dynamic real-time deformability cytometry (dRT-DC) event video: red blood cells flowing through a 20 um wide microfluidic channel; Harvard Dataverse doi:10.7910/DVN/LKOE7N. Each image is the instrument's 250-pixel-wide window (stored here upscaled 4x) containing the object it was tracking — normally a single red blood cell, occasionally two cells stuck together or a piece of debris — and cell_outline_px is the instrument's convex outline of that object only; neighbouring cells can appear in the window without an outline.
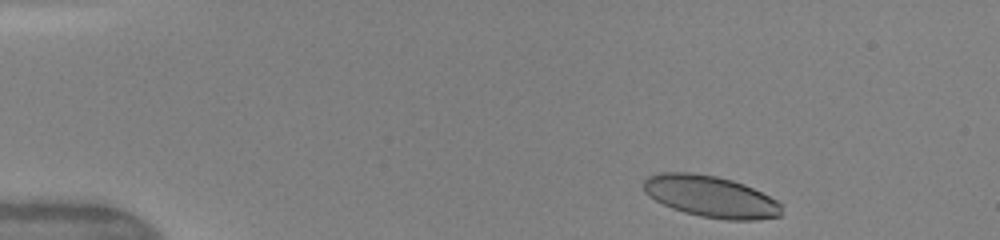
{"species": "human", "species_latin": "Homo sapiens", "temperature_condition": "warm", "stored_images_in_passage": 41, "camera_frame_rate_fps": 3000, "um_per_image_px": 0.085, "donor": {"sex": "female"}, "frame": {"image": 1, "passage_image": 2, "time_ms": 0.333, "image_size_px": [1000, 240], "cell_outline_px": [[784, 204], [780, 216], [756, 220], [728, 220], [700, 216], [684, 212], [672, 208], [648, 196], [644, 192], [644, 180], [648, 176], [660, 172], [692, 172], [716, 176], [732, 180], [744, 184]], "centroid_in_image_um": [60.42, 16.7], "position_along_channel_um": 24.6, "area_um2": 33.47}}
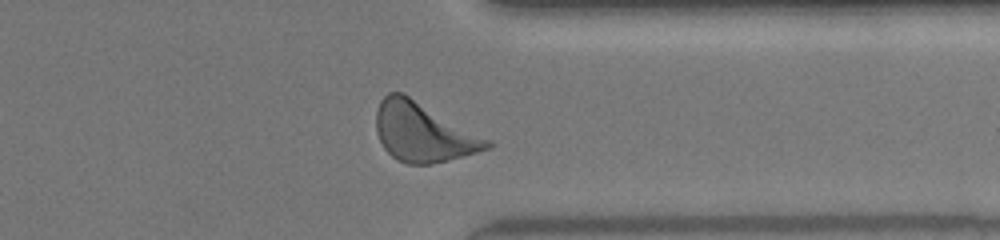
{"frame": {"image": 2, "passage_image": 34, "time_ms": 11.0, "image_size_px": [1000, 240], "cell_outline_px": [[492, 148], [464, 156], [428, 164], [408, 164], [396, 160], [384, 148], [376, 132], [376, 112], [380, 100], [388, 92], [404, 92], [492, 140]], "centroid_in_image_um": [35.98, 11.22], "position_along_channel_um": 375.4, "area_um2": 38.55}}
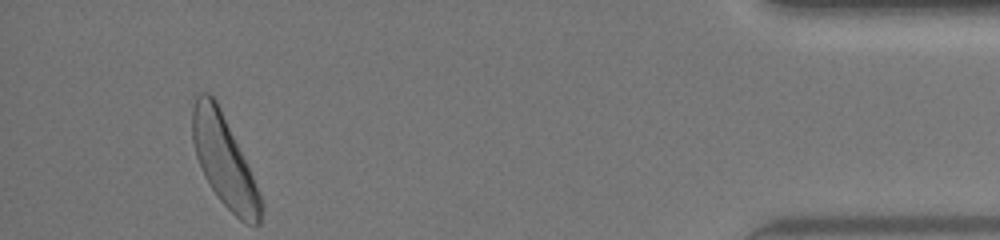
{"frame": {"image": 3, "passage_image": 41, "time_ms": 13.333, "image_size_px": [1000, 240], "cell_outline_px": [[264, 208], [260, 224], [248, 224], [240, 220], [220, 200], [204, 176], [196, 156], [192, 140], [192, 104], [196, 96], [200, 92], [208, 92], [216, 100], [252, 176], [260, 196]], "centroid_in_image_um": [19.02, 13.67], "position_along_channel_um": 416.2, "area_um2": 35.49}, "authors_computed_cell_mechanics": {"area_um2": 34.969, "velocity_mm_per_s": 4.1397, "shape_relaxation_time_tau1_ms": 1.8527, "shape_relaxation_time_tau2_ms": 1.0569, "deformation_change_tau1": 0.0998, "deformation_change_tau2": 0.0722}}